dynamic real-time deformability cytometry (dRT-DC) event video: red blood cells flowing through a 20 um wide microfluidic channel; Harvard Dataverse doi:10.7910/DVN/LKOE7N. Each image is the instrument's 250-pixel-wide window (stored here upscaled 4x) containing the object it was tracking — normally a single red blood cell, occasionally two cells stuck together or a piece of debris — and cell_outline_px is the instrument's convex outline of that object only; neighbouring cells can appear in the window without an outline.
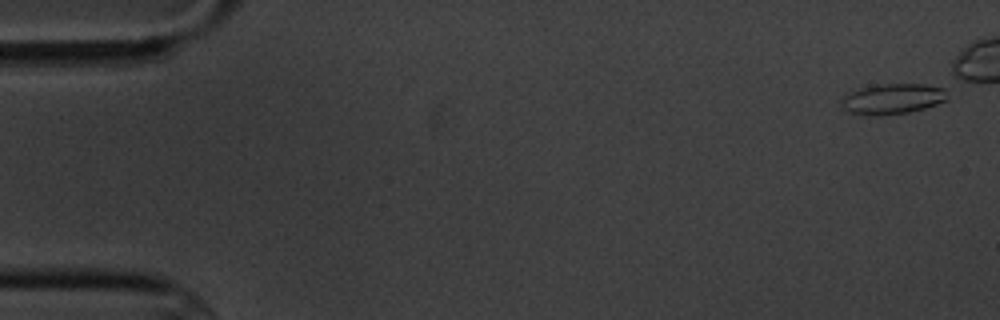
{"species": "common noctule bat (a hibernating species)", "species_latin": "Nyctalus noctula", "temperature_condition": "cold", "stored_images_in_passage": 18, "camera_frame_rate_fps": 3000, "um_per_image_px": 0.085, "animal": {"sex": "male", "body_mass_g": 20.1, "forearm_length_mm": 53.5}, "frame": {"image": 1, "passage_image": 1, "time_ms": 0.0, "image_size_px": [1000, 320], "cell_outline_px": [[948, 100], [924, 108], [908, 112], [876, 116], [864, 116], [848, 112], [844, 108], [840, 100], [848, 92], [860, 88], [880, 84], [944, 84]], "centroid_in_image_um": [75.9, 8.39], "position_along_channel_um": 9.1, "area_um2": 19.25}}
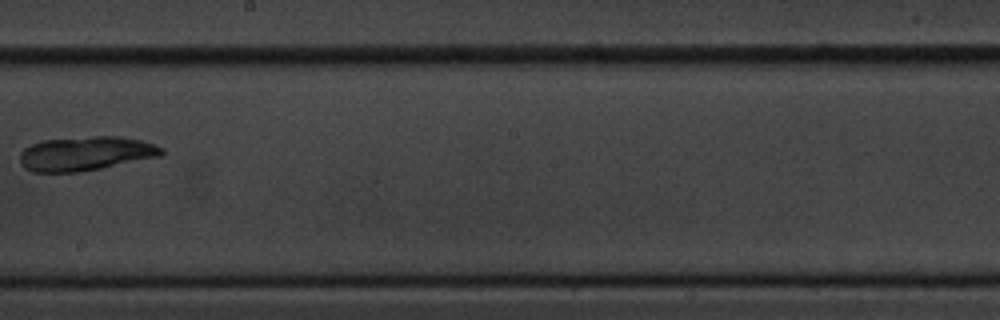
{"frame": {"image": 2, "passage_image": 11, "time_ms": 12.333, "image_size_px": [1000, 320], "cell_outline_px": [[164, 152], [160, 156], [80, 172], [32, 172], [24, 168], [20, 164], [20, 152], [24, 148], [32, 144], [44, 140], [92, 136], [116, 136], [140, 140], [156, 144], [164, 148]], "centroid_in_image_um": [7.26, 13.05], "position_along_channel_um": 240.9, "area_um2": 28.21}, "authors_computed_cell_mechanics": {"area_um2": 23.3512, "velocity_mm_per_s": 3.4351, "shape_relaxation_time_tau1_ms": 2.1323, "shape_relaxation_time_tau2_ms": null, "deformation_change_tau1": 0.0541, "deformation_change_tau2": null}}